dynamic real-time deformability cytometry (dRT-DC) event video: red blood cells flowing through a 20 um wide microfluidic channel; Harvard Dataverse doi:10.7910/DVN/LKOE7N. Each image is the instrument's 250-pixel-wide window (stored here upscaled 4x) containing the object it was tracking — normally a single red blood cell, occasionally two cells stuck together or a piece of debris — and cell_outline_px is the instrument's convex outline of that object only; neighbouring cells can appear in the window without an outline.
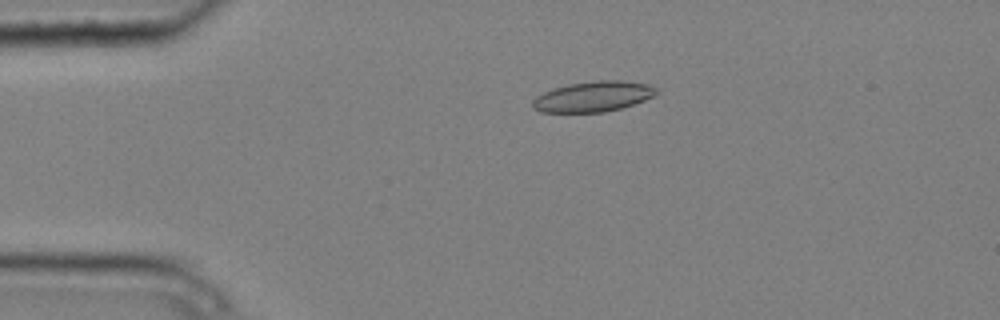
{"species": "common noctule bat (a hibernating species)", "species_latin": "Nyctalus noctula", "temperature_condition": "cold", "stored_images_in_passage": 5, "camera_frame_rate_fps": 3000, "um_per_image_px": 0.085, "animal": {"sex": "male", "body_mass_g": 20.4}, "frame": {"image": 1, "passage_image": 4, "time_ms": 1.0, "image_size_px": [1000, 320], "cell_outline_px": [[660, 92], [644, 100], [620, 108], [604, 112], [540, 112], [532, 108], [532, 100], [536, 96], [552, 88], [568, 84], [600, 80], [620, 80], [648, 84], [656, 88]], "centroid_in_image_um": [50.39, 8.2], "position_along_channel_um": 34.6, "area_um2": 21.91}}